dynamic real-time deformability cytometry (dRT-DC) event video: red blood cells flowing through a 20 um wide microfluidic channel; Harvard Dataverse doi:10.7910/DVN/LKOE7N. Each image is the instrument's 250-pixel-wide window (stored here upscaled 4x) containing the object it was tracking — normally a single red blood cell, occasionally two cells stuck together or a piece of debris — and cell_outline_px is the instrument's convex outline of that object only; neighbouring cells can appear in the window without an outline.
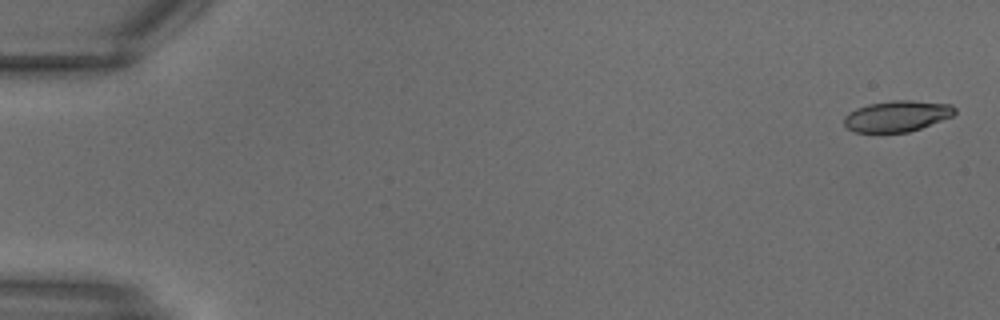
{"species": "common noctule bat (a hibernating species)", "species_latin": "Nyctalus noctula", "temperature_condition": "warm", "stored_images_in_passage": 29, "camera_frame_rate_fps": 3000, "um_per_image_px": 0.085, "animal": {"sex": "male", "body_mass_g": 18.8}, "frame": {"image": 1, "passage_image": 1, "time_ms": 0.0, "image_size_px": [1000, 320], "cell_outline_px": [[956, 112], [952, 116], [920, 128], [908, 132], [856, 132], [848, 128], [844, 124], [844, 116], [848, 112], [856, 108], [868, 104], [892, 100], [908, 100], [952, 104], [956, 108]], "centroid_in_image_um": [76.24, 9.86], "position_along_channel_um": 8.8, "area_um2": 19.94}}
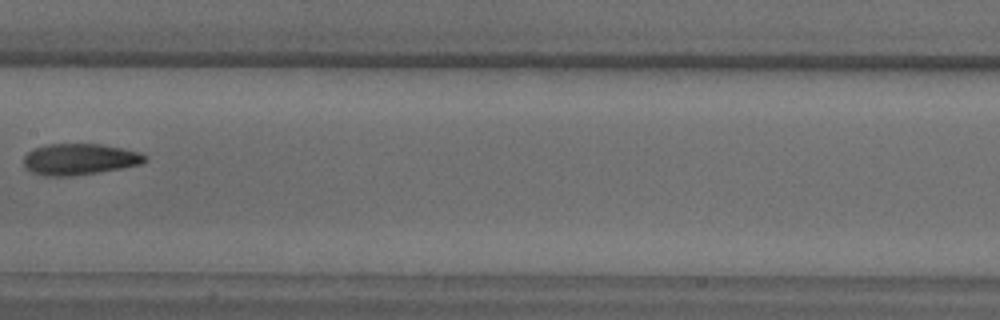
{"frame": {"image": 2, "passage_image": 16, "time_ms": 5.0, "image_size_px": [1000, 320], "cell_outline_px": [[148, 160], [140, 164], [120, 168], [72, 176], [44, 176], [32, 172], [24, 168], [24, 156], [32, 148], [48, 144], [100, 144], [140, 152], [148, 156]], "centroid_in_image_um": [6.73, 13.53], "position_along_channel_um": 200.7, "area_um2": 22.08}}
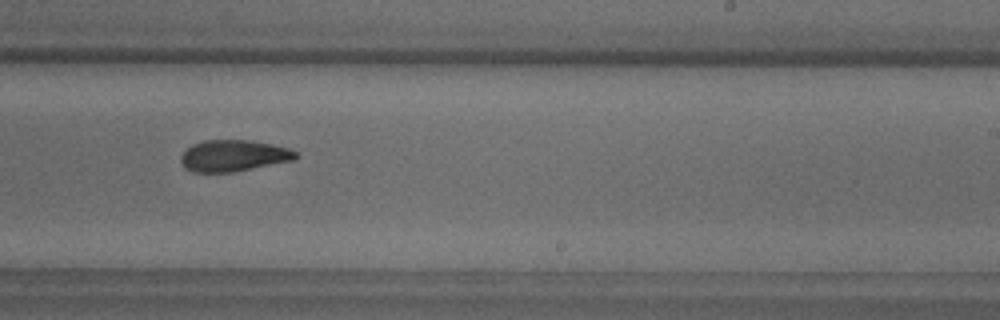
{"frame": {"image": 3, "passage_image": 19, "time_ms": 6.0, "image_size_px": [1000, 320], "cell_outline_px": [[296, 156], [292, 160], [232, 172], [192, 172], [184, 168], [180, 160], [180, 156], [192, 144], [204, 140], [252, 140], [272, 144], [288, 148], [296, 152]], "centroid_in_image_um": [19.79, 13.23], "position_along_channel_um": 269.2, "area_um2": 20.87}}